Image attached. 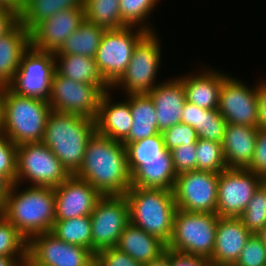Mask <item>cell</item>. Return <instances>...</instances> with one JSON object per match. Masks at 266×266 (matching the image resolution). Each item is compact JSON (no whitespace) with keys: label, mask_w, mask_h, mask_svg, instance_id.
<instances>
[{"label":"cell","mask_w":266,"mask_h":266,"mask_svg":"<svg viewBox=\"0 0 266 266\" xmlns=\"http://www.w3.org/2000/svg\"><path fill=\"white\" fill-rule=\"evenodd\" d=\"M75 176L87 181L102 196L124 195L131 187L125 146L95 132Z\"/></svg>","instance_id":"1"},{"label":"cell","mask_w":266,"mask_h":266,"mask_svg":"<svg viewBox=\"0 0 266 266\" xmlns=\"http://www.w3.org/2000/svg\"><path fill=\"white\" fill-rule=\"evenodd\" d=\"M11 185L2 214L28 241L34 236L51 232L55 222L54 188Z\"/></svg>","instance_id":"2"},{"label":"cell","mask_w":266,"mask_h":266,"mask_svg":"<svg viewBox=\"0 0 266 266\" xmlns=\"http://www.w3.org/2000/svg\"><path fill=\"white\" fill-rule=\"evenodd\" d=\"M96 132L95 120L77 114L51 111L42 142L70 175L80 169L87 143Z\"/></svg>","instance_id":"3"},{"label":"cell","mask_w":266,"mask_h":266,"mask_svg":"<svg viewBox=\"0 0 266 266\" xmlns=\"http://www.w3.org/2000/svg\"><path fill=\"white\" fill-rule=\"evenodd\" d=\"M51 111L47 100L21 96L2 87V132L17 146L42 142Z\"/></svg>","instance_id":"4"},{"label":"cell","mask_w":266,"mask_h":266,"mask_svg":"<svg viewBox=\"0 0 266 266\" xmlns=\"http://www.w3.org/2000/svg\"><path fill=\"white\" fill-rule=\"evenodd\" d=\"M124 196L129 205L130 223L167 245L177 211L173 191L130 187Z\"/></svg>","instance_id":"5"},{"label":"cell","mask_w":266,"mask_h":266,"mask_svg":"<svg viewBox=\"0 0 266 266\" xmlns=\"http://www.w3.org/2000/svg\"><path fill=\"white\" fill-rule=\"evenodd\" d=\"M219 216L216 213L187 212L177 209L173 234L167 250L210 259L215 247Z\"/></svg>","instance_id":"6"},{"label":"cell","mask_w":266,"mask_h":266,"mask_svg":"<svg viewBox=\"0 0 266 266\" xmlns=\"http://www.w3.org/2000/svg\"><path fill=\"white\" fill-rule=\"evenodd\" d=\"M69 176L60 160L43 142L17 146L16 183L19 185L29 181L30 186L56 188Z\"/></svg>","instance_id":"7"},{"label":"cell","mask_w":266,"mask_h":266,"mask_svg":"<svg viewBox=\"0 0 266 266\" xmlns=\"http://www.w3.org/2000/svg\"><path fill=\"white\" fill-rule=\"evenodd\" d=\"M147 33L142 28L132 26L105 30L95 62L101 76L110 87L124 74L135 46Z\"/></svg>","instance_id":"8"},{"label":"cell","mask_w":266,"mask_h":266,"mask_svg":"<svg viewBox=\"0 0 266 266\" xmlns=\"http://www.w3.org/2000/svg\"><path fill=\"white\" fill-rule=\"evenodd\" d=\"M156 32H148L135 46L126 71L111 87H122L125 94H148L155 83L161 63V45Z\"/></svg>","instance_id":"9"},{"label":"cell","mask_w":266,"mask_h":266,"mask_svg":"<svg viewBox=\"0 0 266 266\" xmlns=\"http://www.w3.org/2000/svg\"><path fill=\"white\" fill-rule=\"evenodd\" d=\"M109 90L110 86L76 82L55 72L47 101L53 111L77 114L95 120L100 100Z\"/></svg>","instance_id":"10"},{"label":"cell","mask_w":266,"mask_h":266,"mask_svg":"<svg viewBox=\"0 0 266 266\" xmlns=\"http://www.w3.org/2000/svg\"><path fill=\"white\" fill-rule=\"evenodd\" d=\"M92 252L115 247L130 223L129 205L124 195L102 196L90 215Z\"/></svg>","instance_id":"11"},{"label":"cell","mask_w":266,"mask_h":266,"mask_svg":"<svg viewBox=\"0 0 266 266\" xmlns=\"http://www.w3.org/2000/svg\"><path fill=\"white\" fill-rule=\"evenodd\" d=\"M55 72L54 52L40 51L30 46L8 87L21 96L48 100Z\"/></svg>","instance_id":"12"},{"label":"cell","mask_w":266,"mask_h":266,"mask_svg":"<svg viewBox=\"0 0 266 266\" xmlns=\"http://www.w3.org/2000/svg\"><path fill=\"white\" fill-rule=\"evenodd\" d=\"M219 173L193 170L177 175L173 188L177 209L216 213Z\"/></svg>","instance_id":"13"},{"label":"cell","mask_w":266,"mask_h":266,"mask_svg":"<svg viewBox=\"0 0 266 266\" xmlns=\"http://www.w3.org/2000/svg\"><path fill=\"white\" fill-rule=\"evenodd\" d=\"M264 181L248 169L227 168L219 173L216 214L238 218Z\"/></svg>","instance_id":"14"},{"label":"cell","mask_w":266,"mask_h":266,"mask_svg":"<svg viewBox=\"0 0 266 266\" xmlns=\"http://www.w3.org/2000/svg\"><path fill=\"white\" fill-rule=\"evenodd\" d=\"M94 258L91 250L64 242L51 232L28 241L27 266H87Z\"/></svg>","instance_id":"15"},{"label":"cell","mask_w":266,"mask_h":266,"mask_svg":"<svg viewBox=\"0 0 266 266\" xmlns=\"http://www.w3.org/2000/svg\"><path fill=\"white\" fill-rule=\"evenodd\" d=\"M218 110L229 124L257 127L259 110L256 86L250 88L243 81L228 76L220 89Z\"/></svg>","instance_id":"16"},{"label":"cell","mask_w":266,"mask_h":266,"mask_svg":"<svg viewBox=\"0 0 266 266\" xmlns=\"http://www.w3.org/2000/svg\"><path fill=\"white\" fill-rule=\"evenodd\" d=\"M55 221L90 216L102 195L87 181L70 175L54 188Z\"/></svg>","instance_id":"17"},{"label":"cell","mask_w":266,"mask_h":266,"mask_svg":"<svg viewBox=\"0 0 266 266\" xmlns=\"http://www.w3.org/2000/svg\"><path fill=\"white\" fill-rule=\"evenodd\" d=\"M84 20V8L60 10L30 31L31 47L56 52Z\"/></svg>","instance_id":"18"},{"label":"cell","mask_w":266,"mask_h":266,"mask_svg":"<svg viewBox=\"0 0 266 266\" xmlns=\"http://www.w3.org/2000/svg\"><path fill=\"white\" fill-rule=\"evenodd\" d=\"M251 235L239 218L219 217L212 266H234Z\"/></svg>","instance_id":"19"},{"label":"cell","mask_w":266,"mask_h":266,"mask_svg":"<svg viewBox=\"0 0 266 266\" xmlns=\"http://www.w3.org/2000/svg\"><path fill=\"white\" fill-rule=\"evenodd\" d=\"M148 95L155 105L159 132L181 123L186 94L180 78L174 77L168 81L158 82Z\"/></svg>","instance_id":"20"},{"label":"cell","mask_w":266,"mask_h":266,"mask_svg":"<svg viewBox=\"0 0 266 266\" xmlns=\"http://www.w3.org/2000/svg\"><path fill=\"white\" fill-rule=\"evenodd\" d=\"M228 74L218 70L202 68L199 73L182 75L186 101L203 109H218L219 94L223 81Z\"/></svg>","instance_id":"21"},{"label":"cell","mask_w":266,"mask_h":266,"mask_svg":"<svg viewBox=\"0 0 266 266\" xmlns=\"http://www.w3.org/2000/svg\"><path fill=\"white\" fill-rule=\"evenodd\" d=\"M110 91L103 94L98 115L95 118L96 132L115 141L123 142L133 124L129 102L112 101ZM113 102V103H112Z\"/></svg>","instance_id":"22"},{"label":"cell","mask_w":266,"mask_h":266,"mask_svg":"<svg viewBox=\"0 0 266 266\" xmlns=\"http://www.w3.org/2000/svg\"><path fill=\"white\" fill-rule=\"evenodd\" d=\"M30 46V32L19 21L0 37V87L12 83L23 54Z\"/></svg>","instance_id":"23"},{"label":"cell","mask_w":266,"mask_h":266,"mask_svg":"<svg viewBox=\"0 0 266 266\" xmlns=\"http://www.w3.org/2000/svg\"><path fill=\"white\" fill-rule=\"evenodd\" d=\"M257 127L227 123L222 148L228 168L246 169L253 158Z\"/></svg>","instance_id":"24"},{"label":"cell","mask_w":266,"mask_h":266,"mask_svg":"<svg viewBox=\"0 0 266 266\" xmlns=\"http://www.w3.org/2000/svg\"><path fill=\"white\" fill-rule=\"evenodd\" d=\"M115 247L142 265L159 258L167 250L162 240L131 223L124 228Z\"/></svg>","instance_id":"25"},{"label":"cell","mask_w":266,"mask_h":266,"mask_svg":"<svg viewBox=\"0 0 266 266\" xmlns=\"http://www.w3.org/2000/svg\"><path fill=\"white\" fill-rule=\"evenodd\" d=\"M176 178L172 158L140 159V166L131 173V187L173 191Z\"/></svg>","instance_id":"26"},{"label":"cell","mask_w":266,"mask_h":266,"mask_svg":"<svg viewBox=\"0 0 266 266\" xmlns=\"http://www.w3.org/2000/svg\"><path fill=\"white\" fill-rule=\"evenodd\" d=\"M129 102L133 124L128 137L122 143L136 142L159 132L157 115L152 98L148 94L126 95Z\"/></svg>","instance_id":"27"},{"label":"cell","mask_w":266,"mask_h":266,"mask_svg":"<svg viewBox=\"0 0 266 266\" xmlns=\"http://www.w3.org/2000/svg\"><path fill=\"white\" fill-rule=\"evenodd\" d=\"M54 59L56 73L61 76L80 83L109 86L101 76L93 57L66 54L54 55Z\"/></svg>","instance_id":"28"},{"label":"cell","mask_w":266,"mask_h":266,"mask_svg":"<svg viewBox=\"0 0 266 266\" xmlns=\"http://www.w3.org/2000/svg\"><path fill=\"white\" fill-rule=\"evenodd\" d=\"M105 29L86 19L54 52V55L76 54L95 58Z\"/></svg>","instance_id":"29"},{"label":"cell","mask_w":266,"mask_h":266,"mask_svg":"<svg viewBox=\"0 0 266 266\" xmlns=\"http://www.w3.org/2000/svg\"><path fill=\"white\" fill-rule=\"evenodd\" d=\"M83 0H24L18 21L30 32L37 24L60 10L83 8Z\"/></svg>","instance_id":"30"},{"label":"cell","mask_w":266,"mask_h":266,"mask_svg":"<svg viewBox=\"0 0 266 266\" xmlns=\"http://www.w3.org/2000/svg\"><path fill=\"white\" fill-rule=\"evenodd\" d=\"M120 0H83L85 19L105 30H117L127 25L122 21Z\"/></svg>","instance_id":"31"},{"label":"cell","mask_w":266,"mask_h":266,"mask_svg":"<svg viewBox=\"0 0 266 266\" xmlns=\"http://www.w3.org/2000/svg\"><path fill=\"white\" fill-rule=\"evenodd\" d=\"M123 145L126 148L130 174L140 166V159L172 158L171 151L165 147L162 132L136 142L123 143Z\"/></svg>","instance_id":"32"},{"label":"cell","mask_w":266,"mask_h":266,"mask_svg":"<svg viewBox=\"0 0 266 266\" xmlns=\"http://www.w3.org/2000/svg\"><path fill=\"white\" fill-rule=\"evenodd\" d=\"M51 233L64 242L78 245L92 251L90 216L55 221Z\"/></svg>","instance_id":"33"},{"label":"cell","mask_w":266,"mask_h":266,"mask_svg":"<svg viewBox=\"0 0 266 266\" xmlns=\"http://www.w3.org/2000/svg\"><path fill=\"white\" fill-rule=\"evenodd\" d=\"M222 144L207 139L196 142V170L220 173L227 169Z\"/></svg>","instance_id":"34"},{"label":"cell","mask_w":266,"mask_h":266,"mask_svg":"<svg viewBox=\"0 0 266 266\" xmlns=\"http://www.w3.org/2000/svg\"><path fill=\"white\" fill-rule=\"evenodd\" d=\"M159 0H120V14L127 26L139 27L147 32H156L155 28L145 22L154 10ZM145 22V23H144Z\"/></svg>","instance_id":"35"},{"label":"cell","mask_w":266,"mask_h":266,"mask_svg":"<svg viewBox=\"0 0 266 266\" xmlns=\"http://www.w3.org/2000/svg\"><path fill=\"white\" fill-rule=\"evenodd\" d=\"M238 218L255 235L266 225V180L256 189L244 212Z\"/></svg>","instance_id":"36"},{"label":"cell","mask_w":266,"mask_h":266,"mask_svg":"<svg viewBox=\"0 0 266 266\" xmlns=\"http://www.w3.org/2000/svg\"><path fill=\"white\" fill-rule=\"evenodd\" d=\"M0 255L28 258V240L0 214Z\"/></svg>","instance_id":"37"},{"label":"cell","mask_w":266,"mask_h":266,"mask_svg":"<svg viewBox=\"0 0 266 266\" xmlns=\"http://www.w3.org/2000/svg\"><path fill=\"white\" fill-rule=\"evenodd\" d=\"M227 122L218 109L198 110L197 136L198 139H207L222 143Z\"/></svg>","instance_id":"38"},{"label":"cell","mask_w":266,"mask_h":266,"mask_svg":"<svg viewBox=\"0 0 266 266\" xmlns=\"http://www.w3.org/2000/svg\"><path fill=\"white\" fill-rule=\"evenodd\" d=\"M17 145L0 131V175L11 184L16 183Z\"/></svg>","instance_id":"39"},{"label":"cell","mask_w":266,"mask_h":266,"mask_svg":"<svg viewBox=\"0 0 266 266\" xmlns=\"http://www.w3.org/2000/svg\"><path fill=\"white\" fill-rule=\"evenodd\" d=\"M234 266H266V246L257 235L247 240Z\"/></svg>","instance_id":"40"},{"label":"cell","mask_w":266,"mask_h":266,"mask_svg":"<svg viewBox=\"0 0 266 266\" xmlns=\"http://www.w3.org/2000/svg\"><path fill=\"white\" fill-rule=\"evenodd\" d=\"M165 147L168 150L186 145L196 144L198 140L196 130L188 124L178 123L162 132Z\"/></svg>","instance_id":"41"},{"label":"cell","mask_w":266,"mask_h":266,"mask_svg":"<svg viewBox=\"0 0 266 266\" xmlns=\"http://www.w3.org/2000/svg\"><path fill=\"white\" fill-rule=\"evenodd\" d=\"M170 151L177 175L196 170V144L180 145Z\"/></svg>","instance_id":"42"},{"label":"cell","mask_w":266,"mask_h":266,"mask_svg":"<svg viewBox=\"0 0 266 266\" xmlns=\"http://www.w3.org/2000/svg\"><path fill=\"white\" fill-rule=\"evenodd\" d=\"M95 259L97 266H143L116 247L100 250L95 254Z\"/></svg>","instance_id":"43"},{"label":"cell","mask_w":266,"mask_h":266,"mask_svg":"<svg viewBox=\"0 0 266 266\" xmlns=\"http://www.w3.org/2000/svg\"><path fill=\"white\" fill-rule=\"evenodd\" d=\"M246 169L266 180V130L257 128L254 155Z\"/></svg>","instance_id":"44"},{"label":"cell","mask_w":266,"mask_h":266,"mask_svg":"<svg viewBox=\"0 0 266 266\" xmlns=\"http://www.w3.org/2000/svg\"><path fill=\"white\" fill-rule=\"evenodd\" d=\"M170 266H212V264L203 257L189 256L170 251Z\"/></svg>","instance_id":"45"},{"label":"cell","mask_w":266,"mask_h":266,"mask_svg":"<svg viewBox=\"0 0 266 266\" xmlns=\"http://www.w3.org/2000/svg\"><path fill=\"white\" fill-rule=\"evenodd\" d=\"M258 98V123L257 128L266 130V80L256 84Z\"/></svg>","instance_id":"46"},{"label":"cell","mask_w":266,"mask_h":266,"mask_svg":"<svg viewBox=\"0 0 266 266\" xmlns=\"http://www.w3.org/2000/svg\"><path fill=\"white\" fill-rule=\"evenodd\" d=\"M18 22V15L13 11L0 7V37Z\"/></svg>","instance_id":"47"},{"label":"cell","mask_w":266,"mask_h":266,"mask_svg":"<svg viewBox=\"0 0 266 266\" xmlns=\"http://www.w3.org/2000/svg\"><path fill=\"white\" fill-rule=\"evenodd\" d=\"M198 110H200V107L186 101L181 114V123L190 125L196 130V132H197Z\"/></svg>","instance_id":"48"},{"label":"cell","mask_w":266,"mask_h":266,"mask_svg":"<svg viewBox=\"0 0 266 266\" xmlns=\"http://www.w3.org/2000/svg\"><path fill=\"white\" fill-rule=\"evenodd\" d=\"M0 7L7 8L19 15L24 8V0H0Z\"/></svg>","instance_id":"49"},{"label":"cell","mask_w":266,"mask_h":266,"mask_svg":"<svg viewBox=\"0 0 266 266\" xmlns=\"http://www.w3.org/2000/svg\"><path fill=\"white\" fill-rule=\"evenodd\" d=\"M28 258H14L0 255V266H27Z\"/></svg>","instance_id":"50"},{"label":"cell","mask_w":266,"mask_h":266,"mask_svg":"<svg viewBox=\"0 0 266 266\" xmlns=\"http://www.w3.org/2000/svg\"><path fill=\"white\" fill-rule=\"evenodd\" d=\"M11 185L12 184L4 176L0 175V208L6 202Z\"/></svg>","instance_id":"51"},{"label":"cell","mask_w":266,"mask_h":266,"mask_svg":"<svg viewBox=\"0 0 266 266\" xmlns=\"http://www.w3.org/2000/svg\"><path fill=\"white\" fill-rule=\"evenodd\" d=\"M143 266H170V251L166 250L159 258Z\"/></svg>","instance_id":"52"},{"label":"cell","mask_w":266,"mask_h":266,"mask_svg":"<svg viewBox=\"0 0 266 266\" xmlns=\"http://www.w3.org/2000/svg\"><path fill=\"white\" fill-rule=\"evenodd\" d=\"M257 236L261 239L263 244L266 246V225L261 229V231L257 234Z\"/></svg>","instance_id":"53"},{"label":"cell","mask_w":266,"mask_h":266,"mask_svg":"<svg viewBox=\"0 0 266 266\" xmlns=\"http://www.w3.org/2000/svg\"><path fill=\"white\" fill-rule=\"evenodd\" d=\"M0 131H2V87H0Z\"/></svg>","instance_id":"54"},{"label":"cell","mask_w":266,"mask_h":266,"mask_svg":"<svg viewBox=\"0 0 266 266\" xmlns=\"http://www.w3.org/2000/svg\"><path fill=\"white\" fill-rule=\"evenodd\" d=\"M87 266H97L96 259L94 258Z\"/></svg>","instance_id":"55"}]
</instances>
